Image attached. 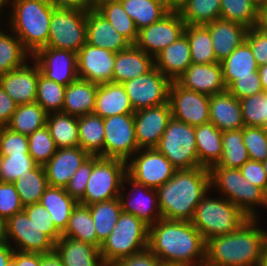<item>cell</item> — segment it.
Listing matches in <instances>:
<instances>
[{
    "label": "cell",
    "instance_id": "obj_1",
    "mask_svg": "<svg viewBox=\"0 0 267 266\" xmlns=\"http://www.w3.org/2000/svg\"><path fill=\"white\" fill-rule=\"evenodd\" d=\"M148 249L162 264L199 266L206 260V241L191 221L161 218L149 226Z\"/></svg>",
    "mask_w": 267,
    "mask_h": 266
},
{
    "label": "cell",
    "instance_id": "obj_2",
    "mask_svg": "<svg viewBox=\"0 0 267 266\" xmlns=\"http://www.w3.org/2000/svg\"><path fill=\"white\" fill-rule=\"evenodd\" d=\"M210 188L209 169L176 170L172 178L156 189L162 218L191 221L197 205Z\"/></svg>",
    "mask_w": 267,
    "mask_h": 266
},
{
    "label": "cell",
    "instance_id": "obj_3",
    "mask_svg": "<svg viewBox=\"0 0 267 266\" xmlns=\"http://www.w3.org/2000/svg\"><path fill=\"white\" fill-rule=\"evenodd\" d=\"M257 218L249 219L233 233L206 241L208 266H259L267 231L258 228Z\"/></svg>",
    "mask_w": 267,
    "mask_h": 266
},
{
    "label": "cell",
    "instance_id": "obj_4",
    "mask_svg": "<svg viewBox=\"0 0 267 266\" xmlns=\"http://www.w3.org/2000/svg\"><path fill=\"white\" fill-rule=\"evenodd\" d=\"M11 30L23 47L34 54L49 41V24L55 9L48 0H11Z\"/></svg>",
    "mask_w": 267,
    "mask_h": 266
},
{
    "label": "cell",
    "instance_id": "obj_5",
    "mask_svg": "<svg viewBox=\"0 0 267 266\" xmlns=\"http://www.w3.org/2000/svg\"><path fill=\"white\" fill-rule=\"evenodd\" d=\"M249 218L232 202L205 195L195 209L191 223L201 233L205 241L219 235L233 233Z\"/></svg>",
    "mask_w": 267,
    "mask_h": 266
},
{
    "label": "cell",
    "instance_id": "obj_6",
    "mask_svg": "<svg viewBox=\"0 0 267 266\" xmlns=\"http://www.w3.org/2000/svg\"><path fill=\"white\" fill-rule=\"evenodd\" d=\"M149 226L135 215L122 211L111 234L100 245L105 265L148 249Z\"/></svg>",
    "mask_w": 267,
    "mask_h": 266
},
{
    "label": "cell",
    "instance_id": "obj_7",
    "mask_svg": "<svg viewBox=\"0 0 267 266\" xmlns=\"http://www.w3.org/2000/svg\"><path fill=\"white\" fill-rule=\"evenodd\" d=\"M209 171L211 188L215 186L219 189L225 194L226 199L236 205L249 219L257 218L254 209L256 205L267 208V194L244 178L239 169L212 166Z\"/></svg>",
    "mask_w": 267,
    "mask_h": 266
},
{
    "label": "cell",
    "instance_id": "obj_8",
    "mask_svg": "<svg viewBox=\"0 0 267 266\" xmlns=\"http://www.w3.org/2000/svg\"><path fill=\"white\" fill-rule=\"evenodd\" d=\"M127 162L117 158L94 156V167L88 179L84 196L78 203L90 205L119 198L124 184Z\"/></svg>",
    "mask_w": 267,
    "mask_h": 266
},
{
    "label": "cell",
    "instance_id": "obj_9",
    "mask_svg": "<svg viewBox=\"0 0 267 266\" xmlns=\"http://www.w3.org/2000/svg\"><path fill=\"white\" fill-rule=\"evenodd\" d=\"M177 169L199 166L195 139V127L175 118L168 122L158 145L155 147Z\"/></svg>",
    "mask_w": 267,
    "mask_h": 266
},
{
    "label": "cell",
    "instance_id": "obj_10",
    "mask_svg": "<svg viewBox=\"0 0 267 266\" xmlns=\"http://www.w3.org/2000/svg\"><path fill=\"white\" fill-rule=\"evenodd\" d=\"M87 10L55 8L49 24L45 47L78 53L86 43Z\"/></svg>",
    "mask_w": 267,
    "mask_h": 266
},
{
    "label": "cell",
    "instance_id": "obj_11",
    "mask_svg": "<svg viewBox=\"0 0 267 266\" xmlns=\"http://www.w3.org/2000/svg\"><path fill=\"white\" fill-rule=\"evenodd\" d=\"M137 152L139 155H133L136 158L126 164L127 176L136 183L157 189L174 176L177 169L156 148H142Z\"/></svg>",
    "mask_w": 267,
    "mask_h": 266
},
{
    "label": "cell",
    "instance_id": "obj_12",
    "mask_svg": "<svg viewBox=\"0 0 267 266\" xmlns=\"http://www.w3.org/2000/svg\"><path fill=\"white\" fill-rule=\"evenodd\" d=\"M171 80L156 67L145 75L125 81V87L134 111L168 103Z\"/></svg>",
    "mask_w": 267,
    "mask_h": 266
},
{
    "label": "cell",
    "instance_id": "obj_13",
    "mask_svg": "<svg viewBox=\"0 0 267 266\" xmlns=\"http://www.w3.org/2000/svg\"><path fill=\"white\" fill-rule=\"evenodd\" d=\"M104 123V157L128 162L140 149L137 144L134 114L110 116Z\"/></svg>",
    "mask_w": 267,
    "mask_h": 266
},
{
    "label": "cell",
    "instance_id": "obj_14",
    "mask_svg": "<svg viewBox=\"0 0 267 266\" xmlns=\"http://www.w3.org/2000/svg\"><path fill=\"white\" fill-rule=\"evenodd\" d=\"M14 241L16 251L26 253H49L55 250V242L46 235L23 210L14 214L5 222V239Z\"/></svg>",
    "mask_w": 267,
    "mask_h": 266
},
{
    "label": "cell",
    "instance_id": "obj_15",
    "mask_svg": "<svg viewBox=\"0 0 267 266\" xmlns=\"http://www.w3.org/2000/svg\"><path fill=\"white\" fill-rule=\"evenodd\" d=\"M210 96L180 86L172 81L168 103L172 117L191 126L209 122Z\"/></svg>",
    "mask_w": 267,
    "mask_h": 266
},
{
    "label": "cell",
    "instance_id": "obj_16",
    "mask_svg": "<svg viewBox=\"0 0 267 266\" xmlns=\"http://www.w3.org/2000/svg\"><path fill=\"white\" fill-rule=\"evenodd\" d=\"M186 24L178 11L171 10L161 20L138 30L135 45L145 53L155 57L183 34Z\"/></svg>",
    "mask_w": 267,
    "mask_h": 266
},
{
    "label": "cell",
    "instance_id": "obj_17",
    "mask_svg": "<svg viewBox=\"0 0 267 266\" xmlns=\"http://www.w3.org/2000/svg\"><path fill=\"white\" fill-rule=\"evenodd\" d=\"M31 56L49 80L68 86L78 78L77 53L73 51L42 47Z\"/></svg>",
    "mask_w": 267,
    "mask_h": 266
},
{
    "label": "cell",
    "instance_id": "obj_18",
    "mask_svg": "<svg viewBox=\"0 0 267 266\" xmlns=\"http://www.w3.org/2000/svg\"><path fill=\"white\" fill-rule=\"evenodd\" d=\"M172 118L169 103L134 112V128L137 144L142 148H155Z\"/></svg>",
    "mask_w": 267,
    "mask_h": 266
},
{
    "label": "cell",
    "instance_id": "obj_19",
    "mask_svg": "<svg viewBox=\"0 0 267 266\" xmlns=\"http://www.w3.org/2000/svg\"><path fill=\"white\" fill-rule=\"evenodd\" d=\"M116 53L85 43L77 53L78 78L95 84L112 82Z\"/></svg>",
    "mask_w": 267,
    "mask_h": 266
},
{
    "label": "cell",
    "instance_id": "obj_20",
    "mask_svg": "<svg viewBox=\"0 0 267 266\" xmlns=\"http://www.w3.org/2000/svg\"><path fill=\"white\" fill-rule=\"evenodd\" d=\"M176 82L189 90L212 96L227 90L220 62L191 64Z\"/></svg>",
    "mask_w": 267,
    "mask_h": 266
},
{
    "label": "cell",
    "instance_id": "obj_21",
    "mask_svg": "<svg viewBox=\"0 0 267 266\" xmlns=\"http://www.w3.org/2000/svg\"><path fill=\"white\" fill-rule=\"evenodd\" d=\"M41 73L38 64L23 66L0 75V86L17 105L36 101L37 81Z\"/></svg>",
    "mask_w": 267,
    "mask_h": 266
},
{
    "label": "cell",
    "instance_id": "obj_22",
    "mask_svg": "<svg viewBox=\"0 0 267 266\" xmlns=\"http://www.w3.org/2000/svg\"><path fill=\"white\" fill-rule=\"evenodd\" d=\"M123 182H127L128 184L131 183V192L136 191V193L134 192V194H138V192H141L143 190L142 192H144L145 195L140 194L136 197L133 193H131V196L133 195V198L130 199L129 197L131 196H127V199L125 198V194H123V191L121 190L119 198L122 205V211L135 215L148 226H151L159 221L162 218V215L159 209L157 190L136 183L127 175L124 177Z\"/></svg>",
    "mask_w": 267,
    "mask_h": 266
},
{
    "label": "cell",
    "instance_id": "obj_23",
    "mask_svg": "<svg viewBox=\"0 0 267 266\" xmlns=\"http://www.w3.org/2000/svg\"><path fill=\"white\" fill-rule=\"evenodd\" d=\"M89 157L90 155L80 146L58 148L44 165L49 186L65 188L73 173Z\"/></svg>",
    "mask_w": 267,
    "mask_h": 266
},
{
    "label": "cell",
    "instance_id": "obj_24",
    "mask_svg": "<svg viewBox=\"0 0 267 266\" xmlns=\"http://www.w3.org/2000/svg\"><path fill=\"white\" fill-rule=\"evenodd\" d=\"M86 43L113 53L127 49L131 43L95 9L87 10Z\"/></svg>",
    "mask_w": 267,
    "mask_h": 266
},
{
    "label": "cell",
    "instance_id": "obj_25",
    "mask_svg": "<svg viewBox=\"0 0 267 266\" xmlns=\"http://www.w3.org/2000/svg\"><path fill=\"white\" fill-rule=\"evenodd\" d=\"M209 122L222 132L243 128L244 122L239 99L228 90L210 96Z\"/></svg>",
    "mask_w": 267,
    "mask_h": 266
},
{
    "label": "cell",
    "instance_id": "obj_26",
    "mask_svg": "<svg viewBox=\"0 0 267 266\" xmlns=\"http://www.w3.org/2000/svg\"><path fill=\"white\" fill-rule=\"evenodd\" d=\"M205 26L209 29L214 54L219 62L228 57L245 41L248 31L245 25L222 18Z\"/></svg>",
    "mask_w": 267,
    "mask_h": 266
},
{
    "label": "cell",
    "instance_id": "obj_27",
    "mask_svg": "<svg viewBox=\"0 0 267 266\" xmlns=\"http://www.w3.org/2000/svg\"><path fill=\"white\" fill-rule=\"evenodd\" d=\"M154 67V57L131 44L127 49L116 53L112 82L122 84L145 75Z\"/></svg>",
    "mask_w": 267,
    "mask_h": 266
},
{
    "label": "cell",
    "instance_id": "obj_28",
    "mask_svg": "<svg viewBox=\"0 0 267 266\" xmlns=\"http://www.w3.org/2000/svg\"><path fill=\"white\" fill-rule=\"evenodd\" d=\"M155 67L171 81H176L192 64L191 50L183 34L154 57Z\"/></svg>",
    "mask_w": 267,
    "mask_h": 266
},
{
    "label": "cell",
    "instance_id": "obj_29",
    "mask_svg": "<svg viewBox=\"0 0 267 266\" xmlns=\"http://www.w3.org/2000/svg\"><path fill=\"white\" fill-rule=\"evenodd\" d=\"M134 112L125 87L121 83L109 82L98 85L93 113L104 119Z\"/></svg>",
    "mask_w": 267,
    "mask_h": 266
},
{
    "label": "cell",
    "instance_id": "obj_30",
    "mask_svg": "<svg viewBox=\"0 0 267 266\" xmlns=\"http://www.w3.org/2000/svg\"><path fill=\"white\" fill-rule=\"evenodd\" d=\"M55 251L64 266H106L98 247L70 237L61 236L55 243Z\"/></svg>",
    "mask_w": 267,
    "mask_h": 266
},
{
    "label": "cell",
    "instance_id": "obj_31",
    "mask_svg": "<svg viewBox=\"0 0 267 266\" xmlns=\"http://www.w3.org/2000/svg\"><path fill=\"white\" fill-rule=\"evenodd\" d=\"M98 84L77 78L66 86L62 112L76 117L93 113Z\"/></svg>",
    "mask_w": 267,
    "mask_h": 266
},
{
    "label": "cell",
    "instance_id": "obj_32",
    "mask_svg": "<svg viewBox=\"0 0 267 266\" xmlns=\"http://www.w3.org/2000/svg\"><path fill=\"white\" fill-rule=\"evenodd\" d=\"M199 166L210 169L222 156V131L211 122L195 127Z\"/></svg>",
    "mask_w": 267,
    "mask_h": 266
},
{
    "label": "cell",
    "instance_id": "obj_33",
    "mask_svg": "<svg viewBox=\"0 0 267 266\" xmlns=\"http://www.w3.org/2000/svg\"><path fill=\"white\" fill-rule=\"evenodd\" d=\"M40 203L50 213L55 227L62 233L78 201L63 187L49 186L43 193Z\"/></svg>",
    "mask_w": 267,
    "mask_h": 266
},
{
    "label": "cell",
    "instance_id": "obj_34",
    "mask_svg": "<svg viewBox=\"0 0 267 266\" xmlns=\"http://www.w3.org/2000/svg\"><path fill=\"white\" fill-rule=\"evenodd\" d=\"M223 79L228 88L238 77L251 76L258 71V65L250 46L244 41L221 62Z\"/></svg>",
    "mask_w": 267,
    "mask_h": 266
},
{
    "label": "cell",
    "instance_id": "obj_35",
    "mask_svg": "<svg viewBox=\"0 0 267 266\" xmlns=\"http://www.w3.org/2000/svg\"><path fill=\"white\" fill-rule=\"evenodd\" d=\"M79 146L90 156L104 157L103 118L95 113L78 117Z\"/></svg>",
    "mask_w": 267,
    "mask_h": 266
},
{
    "label": "cell",
    "instance_id": "obj_36",
    "mask_svg": "<svg viewBox=\"0 0 267 266\" xmlns=\"http://www.w3.org/2000/svg\"><path fill=\"white\" fill-rule=\"evenodd\" d=\"M138 30L161 20L171 10L166 0H120Z\"/></svg>",
    "mask_w": 267,
    "mask_h": 266
},
{
    "label": "cell",
    "instance_id": "obj_37",
    "mask_svg": "<svg viewBox=\"0 0 267 266\" xmlns=\"http://www.w3.org/2000/svg\"><path fill=\"white\" fill-rule=\"evenodd\" d=\"M62 236L86 242L98 248L102 243L97 237L88 205L81 203H77L74 207Z\"/></svg>",
    "mask_w": 267,
    "mask_h": 266
},
{
    "label": "cell",
    "instance_id": "obj_38",
    "mask_svg": "<svg viewBox=\"0 0 267 266\" xmlns=\"http://www.w3.org/2000/svg\"><path fill=\"white\" fill-rule=\"evenodd\" d=\"M46 126L57 148L78 147V117L63 112L47 115Z\"/></svg>",
    "mask_w": 267,
    "mask_h": 266
},
{
    "label": "cell",
    "instance_id": "obj_39",
    "mask_svg": "<svg viewBox=\"0 0 267 266\" xmlns=\"http://www.w3.org/2000/svg\"><path fill=\"white\" fill-rule=\"evenodd\" d=\"M47 115L48 113L37 102L17 105L6 127L14 132L29 136L46 125Z\"/></svg>",
    "mask_w": 267,
    "mask_h": 266
},
{
    "label": "cell",
    "instance_id": "obj_40",
    "mask_svg": "<svg viewBox=\"0 0 267 266\" xmlns=\"http://www.w3.org/2000/svg\"><path fill=\"white\" fill-rule=\"evenodd\" d=\"M23 206L39 203L45 190L49 187L44 166L37 165L13 182Z\"/></svg>",
    "mask_w": 267,
    "mask_h": 266
},
{
    "label": "cell",
    "instance_id": "obj_41",
    "mask_svg": "<svg viewBox=\"0 0 267 266\" xmlns=\"http://www.w3.org/2000/svg\"><path fill=\"white\" fill-rule=\"evenodd\" d=\"M95 10L101 14L131 44L138 38V29L130 18L120 0H109L100 3Z\"/></svg>",
    "mask_w": 267,
    "mask_h": 266
},
{
    "label": "cell",
    "instance_id": "obj_42",
    "mask_svg": "<svg viewBox=\"0 0 267 266\" xmlns=\"http://www.w3.org/2000/svg\"><path fill=\"white\" fill-rule=\"evenodd\" d=\"M187 37L193 64H211L219 62L214 54L211 35L205 25H186Z\"/></svg>",
    "mask_w": 267,
    "mask_h": 266
},
{
    "label": "cell",
    "instance_id": "obj_43",
    "mask_svg": "<svg viewBox=\"0 0 267 266\" xmlns=\"http://www.w3.org/2000/svg\"><path fill=\"white\" fill-rule=\"evenodd\" d=\"M98 239L103 242L112 232L122 213L120 198L88 205Z\"/></svg>",
    "mask_w": 267,
    "mask_h": 266
},
{
    "label": "cell",
    "instance_id": "obj_44",
    "mask_svg": "<svg viewBox=\"0 0 267 266\" xmlns=\"http://www.w3.org/2000/svg\"><path fill=\"white\" fill-rule=\"evenodd\" d=\"M177 11L186 25H206L221 17V0H188Z\"/></svg>",
    "mask_w": 267,
    "mask_h": 266
},
{
    "label": "cell",
    "instance_id": "obj_45",
    "mask_svg": "<svg viewBox=\"0 0 267 266\" xmlns=\"http://www.w3.org/2000/svg\"><path fill=\"white\" fill-rule=\"evenodd\" d=\"M248 160L243 143V128L222 132V156L214 166L239 169Z\"/></svg>",
    "mask_w": 267,
    "mask_h": 266
},
{
    "label": "cell",
    "instance_id": "obj_46",
    "mask_svg": "<svg viewBox=\"0 0 267 266\" xmlns=\"http://www.w3.org/2000/svg\"><path fill=\"white\" fill-rule=\"evenodd\" d=\"M28 54L15 33L10 36L0 30V75L23 66Z\"/></svg>",
    "mask_w": 267,
    "mask_h": 266
},
{
    "label": "cell",
    "instance_id": "obj_47",
    "mask_svg": "<svg viewBox=\"0 0 267 266\" xmlns=\"http://www.w3.org/2000/svg\"><path fill=\"white\" fill-rule=\"evenodd\" d=\"M247 28L256 27L258 4L254 0H221V17Z\"/></svg>",
    "mask_w": 267,
    "mask_h": 266
},
{
    "label": "cell",
    "instance_id": "obj_48",
    "mask_svg": "<svg viewBox=\"0 0 267 266\" xmlns=\"http://www.w3.org/2000/svg\"><path fill=\"white\" fill-rule=\"evenodd\" d=\"M66 86L44 77L41 73L37 81L36 101L49 114L62 112Z\"/></svg>",
    "mask_w": 267,
    "mask_h": 266
},
{
    "label": "cell",
    "instance_id": "obj_49",
    "mask_svg": "<svg viewBox=\"0 0 267 266\" xmlns=\"http://www.w3.org/2000/svg\"><path fill=\"white\" fill-rule=\"evenodd\" d=\"M244 126H267V92L240 99Z\"/></svg>",
    "mask_w": 267,
    "mask_h": 266
},
{
    "label": "cell",
    "instance_id": "obj_50",
    "mask_svg": "<svg viewBox=\"0 0 267 266\" xmlns=\"http://www.w3.org/2000/svg\"><path fill=\"white\" fill-rule=\"evenodd\" d=\"M28 148L34 161L42 166L51 159L58 149L46 125L28 136Z\"/></svg>",
    "mask_w": 267,
    "mask_h": 266
},
{
    "label": "cell",
    "instance_id": "obj_51",
    "mask_svg": "<svg viewBox=\"0 0 267 266\" xmlns=\"http://www.w3.org/2000/svg\"><path fill=\"white\" fill-rule=\"evenodd\" d=\"M37 165L30 154L0 156V181L13 183Z\"/></svg>",
    "mask_w": 267,
    "mask_h": 266
},
{
    "label": "cell",
    "instance_id": "obj_52",
    "mask_svg": "<svg viewBox=\"0 0 267 266\" xmlns=\"http://www.w3.org/2000/svg\"><path fill=\"white\" fill-rule=\"evenodd\" d=\"M243 143L249 160L264 161L267 159V132L263 127H243Z\"/></svg>",
    "mask_w": 267,
    "mask_h": 266
},
{
    "label": "cell",
    "instance_id": "obj_53",
    "mask_svg": "<svg viewBox=\"0 0 267 266\" xmlns=\"http://www.w3.org/2000/svg\"><path fill=\"white\" fill-rule=\"evenodd\" d=\"M31 221L48 235L55 243L62 233L55 227L53 219L47 209L39 202L24 206L23 209Z\"/></svg>",
    "mask_w": 267,
    "mask_h": 266
},
{
    "label": "cell",
    "instance_id": "obj_54",
    "mask_svg": "<svg viewBox=\"0 0 267 266\" xmlns=\"http://www.w3.org/2000/svg\"><path fill=\"white\" fill-rule=\"evenodd\" d=\"M29 154L28 136L0 127V156Z\"/></svg>",
    "mask_w": 267,
    "mask_h": 266
},
{
    "label": "cell",
    "instance_id": "obj_55",
    "mask_svg": "<svg viewBox=\"0 0 267 266\" xmlns=\"http://www.w3.org/2000/svg\"><path fill=\"white\" fill-rule=\"evenodd\" d=\"M14 183L0 181V217L6 222L11 216L23 211Z\"/></svg>",
    "mask_w": 267,
    "mask_h": 266
},
{
    "label": "cell",
    "instance_id": "obj_56",
    "mask_svg": "<svg viewBox=\"0 0 267 266\" xmlns=\"http://www.w3.org/2000/svg\"><path fill=\"white\" fill-rule=\"evenodd\" d=\"M94 167V156H90L84 161L79 168L73 173L67 186L66 192L77 201L85 194L86 185Z\"/></svg>",
    "mask_w": 267,
    "mask_h": 266
},
{
    "label": "cell",
    "instance_id": "obj_57",
    "mask_svg": "<svg viewBox=\"0 0 267 266\" xmlns=\"http://www.w3.org/2000/svg\"><path fill=\"white\" fill-rule=\"evenodd\" d=\"M227 90L239 100L264 91L258 71L251 76L238 77Z\"/></svg>",
    "mask_w": 267,
    "mask_h": 266
},
{
    "label": "cell",
    "instance_id": "obj_58",
    "mask_svg": "<svg viewBox=\"0 0 267 266\" xmlns=\"http://www.w3.org/2000/svg\"><path fill=\"white\" fill-rule=\"evenodd\" d=\"M245 42L250 46L258 67L267 64V32L257 27L248 28Z\"/></svg>",
    "mask_w": 267,
    "mask_h": 266
},
{
    "label": "cell",
    "instance_id": "obj_59",
    "mask_svg": "<svg viewBox=\"0 0 267 266\" xmlns=\"http://www.w3.org/2000/svg\"><path fill=\"white\" fill-rule=\"evenodd\" d=\"M239 170L244 178L267 194V175L261 161L248 160Z\"/></svg>",
    "mask_w": 267,
    "mask_h": 266
},
{
    "label": "cell",
    "instance_id": "obj_60",
    "mask_svg": "<svg viewBox=\"0 0 267 266\" xmlns=\"http://www.w3.org/2000/svg\"><path fill=\"white\" fill-rule=\"evenodd\" d=\"M162 263L159 258L149 249L138 254L119 259L106 266H160Z\"/></svg>",
    "mask_w": 267,
    "mask_h": 266
},
{
    "label": "cell",
    "instance_id": "obj_61",
    "mask_svg": "<svg viewBox=\"0 0 267 266\" xmlns=\"http://www.w3.org/2000/svg\"><path fill=\"white\" fill-rule=\"evenodd\" d=\"M17 104L0 86V127H5L11 120Z\"/></svg>",
    "mask_w": 267,
    "mask_h": 266
},
{
    "label": "cell",
    "instance_id": "obj_62",
    "mask_svg": "<svg viewBox=\"0 0 267 266\" xmlns=\"http://www.w3.org/2000/svg\"><path fill=\"white\" fill-rule=\"evenodd\" d=\"M12 259L16 262L17 266H40L39 253L19 252L14 249Z\"/></svg>",
    "mask_w": 267,
    "mask_h": 266
},
{
    "label": "cell",
    "instance_id": "obj_63",
    "mask_svg": "<svg viewBox=\"0 0 267 266\" xmlns=\"http://www.w3.org/2000/svg\"><path fill=\"white\" fill-rule=\"evenodd\" d=\"M54 8L89 10L88 0H48Z\"/></svg>",
    "mask_w": 267,
    "mask_h": 266
},
{
    "label": "cell",
    "instance_id": "obj_64",
    "mask_svg": "<svg viewBox=\"0 0 267 266\" xmlns=\"http://www.w3.org/2000/svg\"><path fill=\"white\" fill-rule=\"evenodd\" d=\"M40 266H64L61 257L54 250L40 254Z\"/></svg>",
    "mask_w": 267,
    "mask_h": 266
},
{
    "label": "cell",
    "instance_id": "obj_65",
    "mask_svg": "<svg viewBox=\"0 0 267 266\" xmlns=\"http://www.w3.org/2000/svg\"><path fill=\"white\" fill-rule=\"evenodd\" d=\"M14 253V247L11 244L5 243L0 244V266H6L8 261L12 258Z\"/></svg>",
    "mask_w": 267,
    "mask_h": 266
},
{
    "label": "cell",
    "instance_id": "obj_66",
    "mask_svg": "<svg viewBox=\"0 0 267 266\" xmlns=\"http://www.w3.org/2000/svg\"><path fill=\"white\" fill-rule=\"evenodd\" d=\"M256 27L264 32H267V6H258Z\"/></svg>",
    "mask_w": 267,
    "mask_h": 266
},
{
    "label": "cell",
    "instance_id": "obj_67",
    "mask_svg": "<svg viewBox=\"0 0 267 266\" xmlns=\"http://www.w3.org/2000/svg\"><path fill=\"white\" fill-rule=\"evenodd\" d=\"M258 74L260 77L262 88L267 92V64L258 67Z\"/></svg>",
    "mask_w": 267,
    "mask_h": 266
},
{
    "label": "cell",
    "instance_id": "obj_68",
    "mask_svg": "<svg viewBox=\"0 0 267 266\" xmlns=\"http://www.w3.org/2000/svg\"><path fill=\"white\" fill-rule=\"evenodd\" d=\"M170 10L177 11L188 0H166Z\"/></svg>",
    "mask_w": 267,
    "mask_h": 266
},
{
    "label": "cell",
    "instance_id": "obj_69",
    "mask_svg": "<svg viewBox=\"0 0 267 266\" xmlns=\"http://www.w3.org/2000/svg\"><path fill=\"white\" fill-rule=\"evenodd\" d=\"M259 266H267V237L263 244L261 261Z\"/></svg>",
    "mask_w": 267,
    "mask_h": 266
},
{
    "label": "cell",
    "instance_id": "obj_70",
    "mask_svg": "<svg viewBox=\"0 0 267 266\" xmlns=\"http://www.w3.org/2000/svg\"><path fill=\"white\" fill-rule=\"evenodd\" d=\"M5 242V221L0 217V244Z\"/></svg>",
    "mask_w": 267,
    "mask_h": 266
},
{
    "label": "cell",
    "instance_id": "obj_71",
    "mask_svg": "<svg viewBox=\"0 0 267 266\" xmlns=\"http://www.w3.org/2000/svg\"><path fill=\"white\" fill-rule=\"evenodd\" d=\"M109 1V0H88L89 2V10L95 9L100 3Z\"/></svg>",
    "mask_w": 267,
    "mask_h": 266
},
{
    "label": "cell",
    "instance_id": "obj_72",
    "mask_svg": "<svg viewBox=\"0 0 267 266\" xmlns=\"http://www.w3.org/2000/svg\"><path fill=\"white\" fill-rule=\"evenodd\" d=\"M6 266H17L16 262L11 258L8 263L6 264Z\"/></svg>",
    "mask_w": 267,
    "mask_h": 266
},
{
    "label": "cell",
    "instance_id": "obj_73",
    "mask_svg": "<svg viewBox=\"0 0 267 266\" xmlns=\"http://www.w3.org/2000/svg\"><path fill=\"white\" fill-rule=\"evenodd\" d=\"M9 0H0V10L8 3Z\"/></svg>",
    "mask_w": 267,
    "mask_h": 266
},
{
    "label": "cell",
    "instance_id": "obj_74",
    "mask_svg": "<svg viewBox=\"0 0 267 266\" xmlns=\"http://www.w3.org/2000/svg\"><path fill=\"white\" fill-rule=\"evenodd\" d=\"M262 164H263L264 170H265L266 175H267V159L262 161Z\"/></svg>",
    "mask_w": 267,
    "mask_h": 266
},
{
    "label": "cell",
    "instance_id": "obj_75",
    "mask_svg": "<svg viewBox=\"0 0 267 266\" xmlns=\"http://www.w3.org/2000/svg\"><path fill=\"white\" fill-rule=\"evenodd\" d=\"M258 5L263 4L265 0H254Z\"/></svg>",
    "mask_w": 267,
    "mask_h": 266
},
{
    "label": "cell",
    "instance_id": "obj_76",
    "mask_svg": "<svg viewBox=\"0 0 267 266\" xmlns=\"http://www.w3.org/2000/svg\"><path fill=\"white\" fill-rule=\"evenodd\" d=\"M160 266H180V265L161 264Z\"/></svg>",
    "mask_w": 267,
    "mask_h": 266
},
{
    "label": "cell",
    "instance_id": "obj_77",
    "mask_svg": "<svg viewBox=\"0 0 267 266\" xmlns=\"http://www.w3.org/2000/svg\"><path fill=\"white\" fill-rule=\"evenodd\" d=\"M258 6H267V0H265L263 4H260Z\"/></svg>",
    "mask_w": 267,
    "mask_h": 266
}]
</instances>
